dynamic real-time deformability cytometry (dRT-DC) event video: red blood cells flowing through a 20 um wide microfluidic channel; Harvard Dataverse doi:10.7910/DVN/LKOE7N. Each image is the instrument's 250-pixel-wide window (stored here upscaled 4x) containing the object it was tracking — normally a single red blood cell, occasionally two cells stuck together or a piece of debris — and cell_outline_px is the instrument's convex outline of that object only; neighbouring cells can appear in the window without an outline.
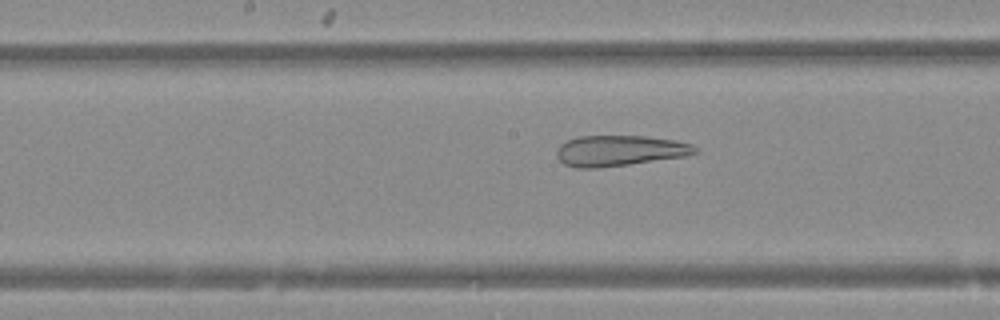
{"species": "Egyptian fruit bat (a non-hibernating species)", "species_latin": "Rousettus aegyptiacus", "temperature_condition": "warm", "stored_images_in_passage": 43, "camera_frame_rate_fps": 3000, "um_per_image_px": 0.085, "animal": {"sex": "female"}, "frame": {"image": 1, "passage_image": 19, "time_ms": 6.0, "image_size_px": [1000, 320], "cell_outline_px": [[700, 152], [684, 156], [628, 164], [596, 168], [576, 168], [564, 164], [556, 156], [556, 148], [560, 144], [576, 136], [644, 136], [676, 140], [692, 144]], "centroid_in_image_um": [52.63, 12.8], "position_along_channel_um": 195.6, "area_um2": 24.74}}
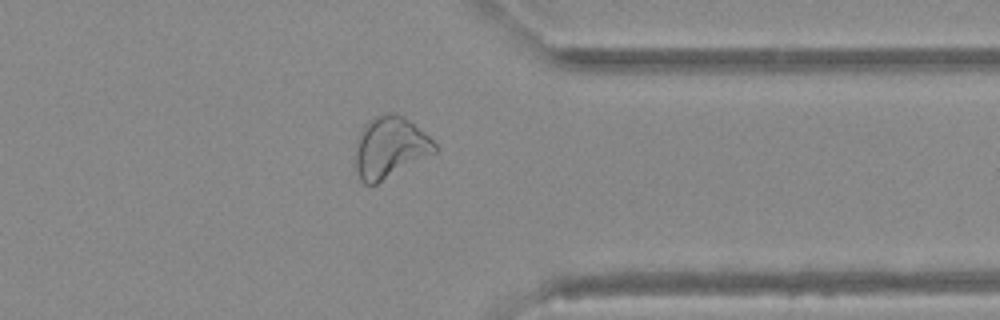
{"frame": {"image": 2, "passage_image": 33, "time_ms": 10.667, "image_size_px": [1000, 320], "cell_outline_px": [[440, 148], [436, 152], [376, 184], [364, 184], [360, 180], [356, 172], [352, 156], [356, 140], [364, 124], [372, 116], [384, 112], [396, 112], [404, 116], [424, 132]], "centroid_in_image_um": [33.09, 12.51], "position_along_channel_um": 378.3, "area_um2": 29.07}}
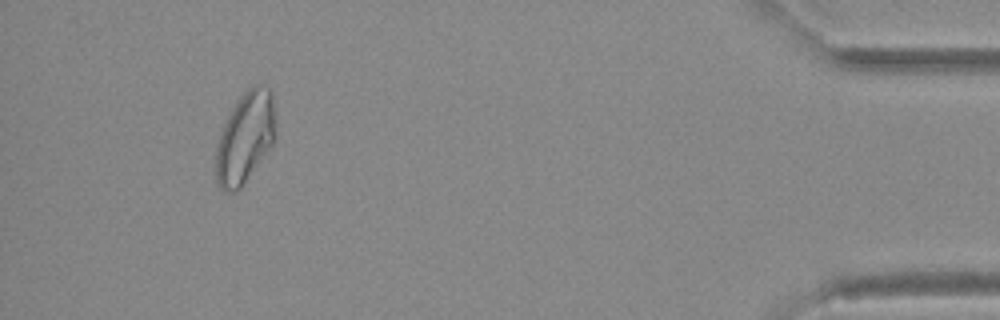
{"frame": {"image": 3, "passage_image": 40, "time_ms": 13.0, "image_size_px": [1000, 320], "cell_outline_px": [[276, 136], [272, 144], [240, 188], [236, 192], [224, 192], [220, 188], [216, 180], [216, 148], [224, 124], [232, 108], [240, 96], [252, 84], [256, 84], [268, 88], [272, 92], [276, 116]], "centroid_in_image_um": [20.86, 11.68], "position_along_channel_um": 414.3, "area_um2": 31.62}}